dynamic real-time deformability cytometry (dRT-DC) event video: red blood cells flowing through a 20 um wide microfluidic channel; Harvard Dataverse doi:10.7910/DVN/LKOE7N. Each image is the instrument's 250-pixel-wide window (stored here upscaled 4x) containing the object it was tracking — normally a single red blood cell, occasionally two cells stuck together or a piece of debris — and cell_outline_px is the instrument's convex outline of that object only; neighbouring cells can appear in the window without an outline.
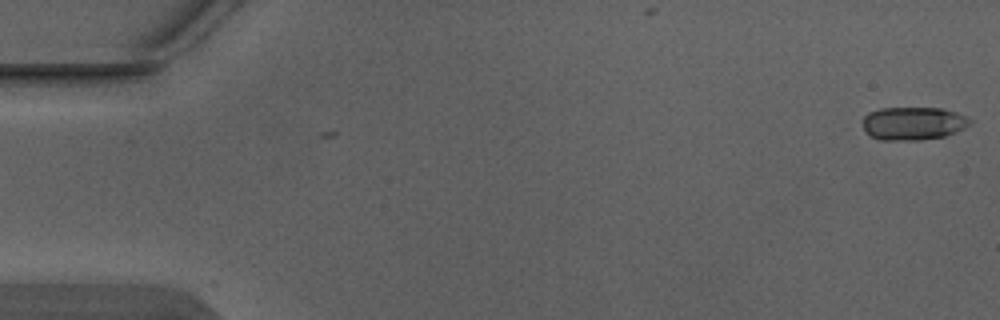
{"species": "Egyptian fruit bat (a non-hibernating species)", "species_latin": "Rousettus aegyptiacus", "temperature_condition": "warm", "stored_images_in_passage": 6, "camera_frame_rate_fps": 3000, "um_per_image_px": 0.085, "animal": {"sex": "male"}, "frame": {"image": 1, "passage_image": 1, "time_ms": 0.0, "image_size_px": [1000, 320], "cell_outline_px": [[972, 124], [956, 132], [944, 136], [920, 140], [880, 140], [872, 136], [860, 128], [856, 124], [868, 112], [880, 108], [940, 108], [956, 112], [972, 120]], "centroid_in_image_um": [77.53, 10.49], "position_along_channel_um": 7.5, "area_um2": 21.15}}
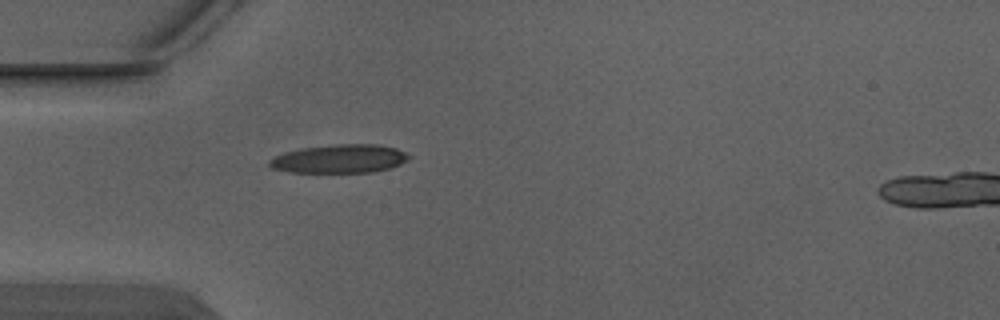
{"frame": {"image": 2, "passage_image": 5, "time_ms": 1.333, "image_size_px": [1000, 320], "cell_outline_px": [[412, 156], [408, 160], [400, 164], [388, 168], [372, 172], [292, 172], [272, 168], [268, 164], [268, 160], [284, 152], [304, 148], [332, 144], [376, 144], [396, 148]], "centroid_in_image_um": [28.87, 13.49], "position_along_channel_um": 56.1, "area_um2": 23.06}}